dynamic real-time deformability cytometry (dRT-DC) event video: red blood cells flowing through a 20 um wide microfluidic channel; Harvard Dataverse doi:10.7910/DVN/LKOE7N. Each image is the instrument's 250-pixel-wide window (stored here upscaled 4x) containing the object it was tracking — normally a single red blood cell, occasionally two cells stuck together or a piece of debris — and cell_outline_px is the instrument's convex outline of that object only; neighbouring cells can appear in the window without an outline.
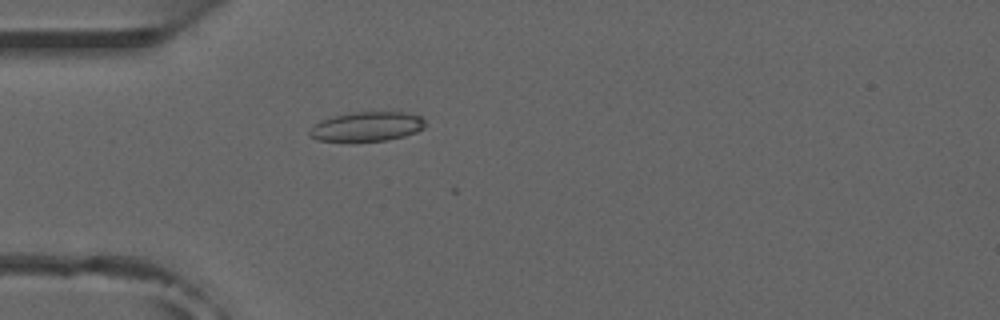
{"species": "common noctule bat (a hibernating species)", "species_latin": "Nyctalus noctula", "temperature_condition": "room temperature", "stored_images_in_passage": 3, "camera_frame_rate_fps": 3000, "um_per_image_px": 0.085, "animal": {"sex": "male", "forearm_length_mm": 52.5}, "frame": {"image": 1, "passage_image": 2, "time_ms": 0.333, "image_size_px": [1000, 320], "cell_outline_px": [[424, 128], [416, 132], [404, 136], [388, 140], [316, 140], [308, 136], [308, 132], [320, 120], [332, 116], [352, 112], [408, 112], [420, 116], [424, 120]], "centroid_in_image_um": [31.19, 10.74], "position_along_channel_um": 53.8, "area_um2": 19.65}}